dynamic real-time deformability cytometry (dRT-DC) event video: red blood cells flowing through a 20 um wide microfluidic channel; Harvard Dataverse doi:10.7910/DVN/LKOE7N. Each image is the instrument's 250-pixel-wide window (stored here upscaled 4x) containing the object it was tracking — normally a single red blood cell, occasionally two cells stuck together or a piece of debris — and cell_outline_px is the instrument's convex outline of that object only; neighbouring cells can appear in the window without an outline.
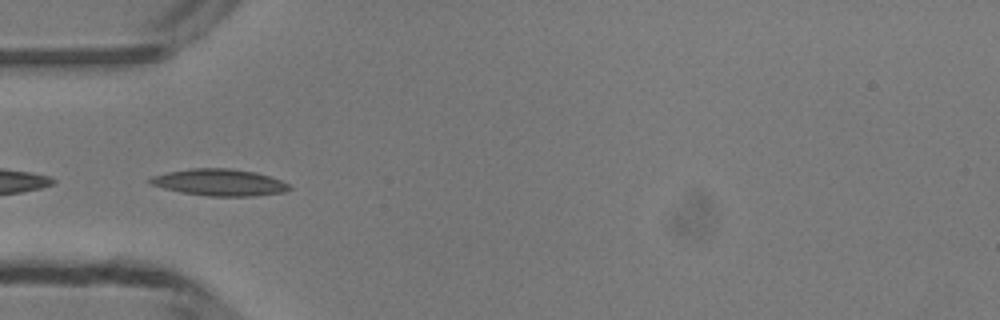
{"species": "common noctule bat (a hibernating species)", "species_latin": "Nyctalus noctula", "temperature_condition": "room temperature", "stored_images_in_passage": 45, "camera_frame_rate_fps": 3000, "um_per_image_px": 0.085, "animal": {"sex": "male", "body_mass_g": 13.3}, "frame": {"image": 1, "passage_image": 12, "time_ms": 3.667, "image_size_px": [1000, 320], "cell_outline_px": [[292, 188], [284, 192], [252, 196], [208, 196], [180, 192], [164, 188], [152, 184], [148, 180], [152, 176], [168, 172], [192, 168], [228, 168], [256, 172], [280, 180], [288, 184]], "centroid_in_image_um": [18.66, 15.5], "position_along_channel_um": 66.3, "area_um2": 21.5}}
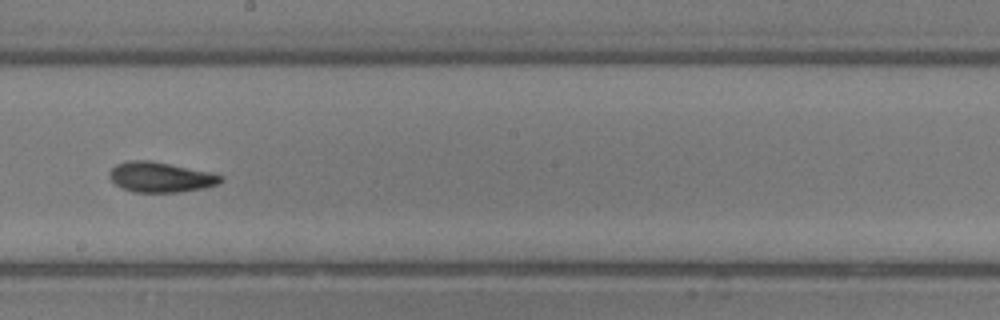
{"frame": {"image": 2, "passage_image": 24, "time_ms": 7.667, "image_size_px": [1000, 320], "cell_outline_px": [[224, 180], [220, 184], [204, 188], [180, 192], [132, 192], [120, 188], [108, 176], [108, 172], [116, 164], [128, 160], [148, 160], [212, 172], [224, 176]], "centroid_in_image_um": [13.66, 15.06], "position_along_channel_um": 234.5, "area_um2": 19.83}}
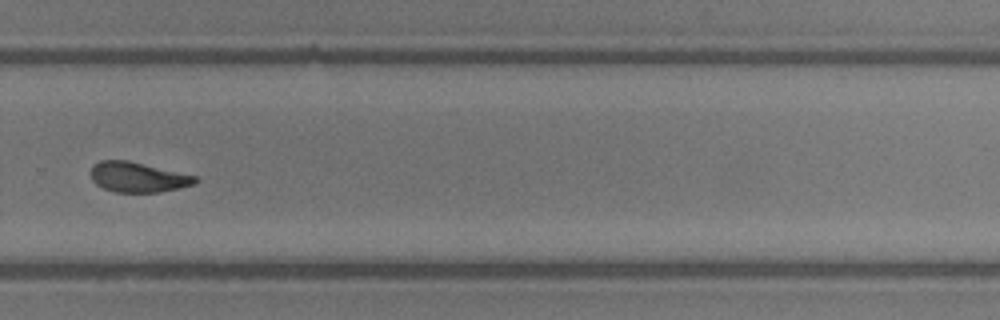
{"frame": {"image": 3, "passage_image": 30, "time_ms": 9.667, "image_size_px": [1000, 320], "cell_outline_px": [[200, 180], [196, 184], [180, 188], [160, 192], [116, 192], [104, 188], [96, 184], [92, 180], [88, 172], [92, 164], [100, 160], [128, 160], [196, 176]], "centroid_in_image_um": [11.69, 15.05], "position_along_channel_um": 318.1, "area_um2": 18.55}, "authors_computed_cell_mechanics": {"area_um2": 19.3052, "velocity_mm_per_s": 4.1993, "shape_relaxation_time_tau1_ms": 3.9969, "shape_relaxation_time_tau2_ms": 2.2686, "deformation_change_tau1": 0.1536, "deformation_change_tau2": 0.1015}}